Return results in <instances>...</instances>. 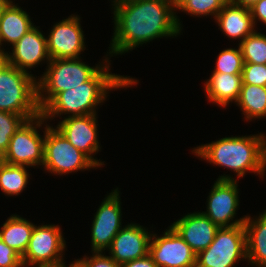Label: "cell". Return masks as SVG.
Segmentation results:
<instances>
[{
  "instance_id": "cell-7",
  "label": "cell",
  "mask_w": 266,
  "mask_h": 267,
  "mask_svg": "<svg viewBox=\"0 0 266 267\" xmlns=\"http://www.w3.org/2000/svg\"><path fill=\"white\" fill-rule=\"evenodd\" d=\"M241 258L247 260L244 224L219 228L212 243L196 255L195 267H234Z\"/></svg>"
},
{
  "instance_id": "cell-16",
  "label": "cell",
  "mask_w": 266,
  "mask_h": 267,
  "mask_svg": "<svg viewBox=\"0 0 266 267\" xmlns=\"http://www.w3.org/2000/svg\"><path fill=\"white\" fill-rule=\"evenodd\" d=\"M38 28L34 26L24 34L12 46V53L6 51L9 65L29 73L27 70L40 64L41 61L47 60L46 62H50L51 59L47 50V37Z\"/></svg>"
},
{
  "instance_id": "cell-24",
  "label": "cell",
  "mask_w": 266,
  "mask_h": 267,
  "mask_svg": "<svg viewBox=\"0 0 266 267\" xmlns=\"http://www.w3.org/2000/svg\"><path fill=\"white\" fill-rule=\"evenodd\" d=\"M26 166L10 165L0 160V189L7 196L19 195L28 183Z\"/></svg>"
},
{
  "instance_id": "cell-33",
  "label": "cell",
  "mask_w": 266,
  "mask_h": 267,
  "mask_svg": "<svg viewBox=\"0 0 266 267\" xmlns=\"http://www.w3.org/2000/svg\"><path fill=\"white\" fill-rule=\"evenodd\" d=\"M120 267H158V266L153 261L152 257L148 254L145 257L123 263L120 265Z\"/></svg>"
},
{
  "instance_id": "cell-19",
  "label": "cell",
  "mask_w": 266,
  "mask_h": 267,
  "mask_svg": "<svg viewBox=\"0 0 266 267\" xmlns=\"http://www.w3.org/2000/svg\"><path fill=\"white\" fill-rule=\"evenodd\" d=\"M205 93L210 102L227 107L230 102L237 103L242 86L241 74L212 73L204 83Z\"/></svg>"
},
{
  "instance_id": "cell-15",
  "label": "cell",
  "mask_w": 266,
  "mask_h": 267,
  "mask_svg": "<svg viewBox=\"0 0 266 267\" xmlns=\"http://www.w3.org/2000/svg\"><path fill=\"white\" fill-rule=\"evenodd\" d=\"M152 233L140 224L130 223L121 228L108 251L119 265L149 254Z\"/></svg>"
},
{
  "instance_id": "cell-8",
  "label": "cell",
  "mask_w": 266,
  "mask_h": 267,
  "mask_svg": "<svg viewBox=\"0 0 266 267\" xmlns=\"http://www.w3.org/2000/svg\"><path fill=\"white\" fill-rule=\"evenodd\" d=\"M46 124L41 114L26 120L11 137L9 146L1 161L10 165L35 167L43 165L44 140L37 128Z\"/></svg>"
},
{
  "instance_id": "cell-34",
  "label": "cell",
  "mask_w": 266,
  "mask_h": 267,
  "mask_svg": "<svg viewBox=\"0 0 266 267\" xmlns=\"http://www.w3.org/2000/svg\"><path fill=\"white\" fill-rule=\"evenodd\" d=\"M230 1L234 4L241 5L245 8L250 9L259 0H230Z\"/></svg>"
},
{
  "instance_id": "cell-29",
  "label": "cell",
  "mask_w": 266,
  "mask_h": 267,
  "mask_svg": "<svg viewBox=\"0 0 266 267\" xmlns=\"http://www.w3.org/2000/svg\"><path fill=\"white\" fill-rule=\"evenodd\" d=\"M241 76L242 84L266 87V64L244 63Z\"/></svg>"
},
{
  "instance_id": "cell-11",
  "label": "cell",
  "mask_w": 266,
  "mask_h": 267,
  "mask_svg": "<svg viewBox=\"0 0 266 267\" xmlns=\"http://www.w3.org/2000/svg\"><path fill=\"white\" fill-rule=\"evenodd\" d=\"M149 255L158 267L196 266V254L172 226L163 236L152 234Z\"/></svg>"
},
{
  "instance_id": "cell-12",
  "label": "cell",
  "mask_w": 266,
  "mask_h": 267,
  "mask_svg": "<svg viewBox=\"0 0 266 267\" xmlns=\"http://www.w3.org/2000/svg\"><path fill=\"white\" fill-rule=\"evenodd\" d=\"M120 191L113 190L96 211L91 229L92 252H103L111 246L112 240L122 228Z\"/></svg>"
},
{
  "instance_id": "cell-6",
  "label": "cell",
  "mask_w": 266,
  "mask_h": 267,
  "mask_svg": "<svg viewBox=\"0 0 266 267\" xmlns=\"http://www.w3.org/2000/svg\"><path fill=\"white\" fill-rule=\"evenodd\" d=\"M43 165L48 172L62 175L98 167L86 154L76 149L55 127L44 125Z\"/></svg>"
},
{
  "instance_id": "cell-21",
  "label": "cell",
  "mask_w": 266,
  "mask_h": 267,
  "mask_svg": "<svg viewBox=\"0 0 266 267\" xmlns=\"http://www.w3.org/2000/svg\"><path fill=\"white\" fill-rule=\"evenodd\" d=\"M34 26L26 11L12 1L0 18V50L4 51L1 46L5 42L13 46Z\"/></svg>"
},
{
  "instance_id": "cell-28",
  "label": "cell",
  "mask_w": 266,
  "mask_h": 267,
  "mask_svg": "<svg viewBox=\"0 0 266 267\" xmlns=\"http://www.w3.org/2000/svg\"><path fill=\"white\" fill-rule=\"evenodd\" d=\"M243 66L244 60L240 47L227 48L219 53L212 73L241 74Z\"/></svg>"
},
{
  "instance_id": "cell-31",
  "label": "cell",
  "mask_w": 266,
  "mask_h": 267,
  "mask_svg": "<svg viewBox=\"0 0 266 267\" xmlns=\"http://www.w3.org/2000/svg\"><path fill=\"white\" fill-rule=\"evenodd\" d=\"M0 267H23L22 257L0 239Z\"/></svg>"
},
{
  "instance_id": "cell-3",
  "label": "cell",
  "mask_w": 266,
  "mask_h": 267,
  "mask_svg": "<svg viewBox=\"0 0 266 267\" xmlns=\"http://www.w3.org/2000/svg\"><path fill=\"white\" fill-rule=\"evenodd\" d=\"M192 152L210 164L231 169L238 178L248 171L264 177L266 136L262 133L221 138L210 144L197 146Z\"/></svg>"
},
{
  "instance_id": "cell-35",
  "label": "cell",
  "mask_w": 266,
  "mask_h": 267,
  "mask_svg": "<svg viewBox=\"0 0 266 267\" xmlns=\"http://www.w3.org/2000/svg\"><path fill=\"white\" fill-rule=\"evenodd\" d=\"M9 64L6 51L0 50V72Z\"/></svg>"
},
{
  "instance_id": "cell-23",
  "label": "cell",
  "mask_w": 266,
  "mask_h": 267,
  "mask_svg": "<svg viewBox=\"0 0 266 267\" xmlns=\"http://www.w3.org/2000/svg\"><path fill=\"white\" fill-rule=\"evenodd\" d=\"M236 104L245 115V120L247 121L266 117V87L242 84Z\"/></svg>"
},
{
  "instance_id": "cell-14",
  "label": "cell",
  "mask_w": 266,
  "mask_h": 267,
  "mask_svg": "<svg viewBox=\"0 0 266 267\" xmlns=\"http://www.w3.org/2000/svg\"><path fill=\"white\" fill-rule=\"evenodd\" d=\"M97 114L68 116L58 123L56 129L78 150L86 154L98 167L104 162L92 155L98 153L100 145L97 132Z\"/></svg>"
},
{
  "instance_id": "cell-25",
  "label": "cell",
  "mask_w": 266,
  "mask_h": 267,
  "mask_svg": "<svg viewBox=\"0 0 266 267\" xmlns=\"http://www.w3.org/2000/svg\"><path fill=\"white\" fill-rule=\"evenodd\" d=\"M244 63L266 64V35L256 30L239 43Z\"/></svg>"
},
{
  "instance_id": "cell-22",
  "label": "cell",
  "mask_w": 266,
  "mask_h": 267,
  "mask_svg": "<svg viewBox=\"0 0 266 267\" xmlns=\"http://www.w3.org/2000/svg\"><path fill=\"white\" fill-rule=\"evenodd\" d=\"M34 224L18 215H11L0 230V239L22 256L28 246Z\"/></svg>"
},
{
  "instance_id": "cell-2",
  "label": "cell",
  "mask_w": 266,
  "mask_h": 267,
  "mask_svg": "<svg viewBox=\"0 0 266 267\" xmlns=\"http://www.w3.org/2000/svg\"><path fill=\"white\" fill-rule=\"evenodd\" d=\"M104 66L87 82L74 89L56 94L41 110L45 120L54 119L61 114L70 116H84L97 114L96 107L106 100L109 90L137 85V81L130 76H120L109 72V59H103ZM60 114V115H59Z\"/></svg>"
},
{
  "instance_id": "cell-20",
  "label": "cell",
  "mask_w": 266,
  "mask_h": 267,
  "mask_svg": "<svg viewBox=\"0 0 266 267\" xmlns=\"http://www.w3.org/2000/svg\"><path fill=\"white\" fill-rule=\"evenodd\" d=\"M247 260L252 265L266 267V210L258 218L246 216Z\"/></svg>"
},
{
  "instance_id": "cell-4",
  "label": "cell",
  "mask_w": 266,
  "mask_h": 267,
  "mask_svg": "<svg viewBox=\"0 0 266 267\" xmlns=\"http://www.w3.org/2000/svg\"><path fill=\"white\" fill-rule=\"evenodd\" d=\"M47 66L42 77L37 80V102L40 110L56 94L89 81L104 64L91 67L80 58H67L51 59Z\"/></svg>"
},
{
  "instance_id": "cell-36",
  "label": "cell",
  "mask_w": 266,
  "mask_h": 267,
  "mask_svg": "<svg viewBox=\"0 0 266 267\" xmlns=\"http://www.w3.org/2000/svg\"><path fill=\"white\" fill-rule=\"evenodd\" d=\"M11 2V0H0V18Z\"/></svg>"
},
{
  "instance_id": "cell-38",
  "label": "cell",
  "mask_w": 266,
  "mask_h": 267,
  "mask_svg": "<svg viewBox=\"0 0 266 267\" xmlns=\"http://www.w3.org/2000/svg\"><path fill=\"white\" fill-rule=\"evenodd\" d=\"M70 266L68 267H82L77 261H73V263L69 264Z\"/></svg>"
},
{
  "instance_id": "cell-30",
  "label": "cell",
  "mask_w": 266,
  "mask_h": 267,
  "mask_svg": "<svg viewBox=\"0 0 266 267\" xmlns=\"http://www.w3.org/2000/svg\"><path fill=\"white\" fill-rule=\"evenodd\" d=\"M103 252H92V256L81 259H77L76 261L82 267H120V265L113 260L110 256H106L102 254Z\"/></svg>"
},
{
  "instance_id": "cell-27",
  "label": "cell",
  "mask_w": 266,
  "mask_h": 267,
  "mask_svg": "<svg viewBox=\"0 0 266 267\" xmlns=\"http://www.w3.org/2000/svg\"><path fill=\"white\" fill-rule=\"evenodd\" d=\"M26 120L24 115L0 111V158L7 151L11 137Z\"/></svg>"
},
{
  "instance_id": "cell-17",
  "label": "cell",
  "mask_w": 266,
  "mask_h": 267,
  "mask_svg": "<svg viewBox=\"0 0 266 267\" xmlns=\"http://www.w3.org/2000/svg\"><path fill=\"white\" fill-rule=\"evenodd\" d=\"M197 255L214 240L219 227L201 212L188 213L171 225Z\"/></svg>"
},
{
  "instance_id": "cell-9",
  "label": "cell",
  "mask_w": 266,
  "mask_h": 267,
  "mask_svg": "<svg viewBox=\"0 0 266 267\" xmlns=\"http://www.w3.org/2000/svg\"><path fill=\"white\" fill-rule=\"evenodd\" d=\"M66 242L58 225L34 226L25 253L21 256L23 267H60Z\"/></svg>"
},
{
  "instance_id": "cell-5",
  "label": "cell",
  "mask_w": 266,
  "mask_h": 267,
  "mask_svg": "<svg viewBox=\"0 0 266 267\" xmlns=\"http://www.w3.org/2000/svg\"><path fill=\"white\" fill-rule=\"evenodd\" d=\"M0 111L32 119L40 114L37 80L25 71L7 65L0 72Z\"/></svg>"
},
{
  "instance_id": "cell-13",
  "label": "cell",
  "mask_w": 266,
  "mask_h": 267,
  "mask_svg": "<svg viewBox=\"0 0 266 267\" xmlns=\"http://www.w3.org/2000/svg\"><path fill=\"white\" fill-rule=\"evenodd\" d=\"M80 17L70 15L52 27L47 37V50L50 59L80 58L84 51V34Z\"/></svg>"
},
{
  "instance_id": "cell-37",
  "label": "cell",
  "mask_w": 266,
  "mask_h": 267,
  "mask_svg": "<svg viewBox=\"0 0 266 267\" xmlns=\"http://www.w3.org/2000/svg\"><path fill=\"white\" fill-rule=\"evenodd\" d=\"M136 1H145V0H113V3H128V2H136Z\"/></svg>"
},
{
  "instance_id": "cell-1",
  "label": "cell",
  "mask_w": 266,
  "mask_h": 267,
  "mask_svg": "<svg viewBox=\"0 0 266 267\" xmlns=\"http://www.w3.org/2000/svg\"><path fill=\"white\" fill-rule=\"evenodd\" d=\"M176 0H145L112 3L114 35L109 55L125 54L141 44L181 33V22L175 8Z\"/></svg>"
},
{
  "instance_id": "cell-32",
  "label": "cell",
  "mask_w": 266,
  "mask_h": 267,
  "mask_svg": "<svg viewBox=\"0 0 266 267\" xmlns=\"http://www.w3.org/2000/svg\"><path fill=\"white\" fill-rule=\"evenodd\" d=\"M250 12L254 25H256L257 20L266 25V0H259L250 8Z\"/></svg>"
},
{
  "instance_id": "cell-18",
  "label": "cell",
  "mask_w": 266,
  "mask_h": 267,
  "mask_svg": "<svg viewBox=\"0 0 266 267\" xmlns=\"http://www.w3.org/2000/svg\"><path fill=\"white\" fill-rule=\"evenodd\" d=\"M215 21L227 37L241 39L240 42L255 31L250 9L231 1L223 5Z\"/></svg>"
},
{
  "instance_id": "cell-26",
  "label": "cell",
  "mask_w": 266,
  "mask_h": 267,
  "mask_svg": "<svg viewBox=\"0 0 266 267\" xmlns=\"http://www.w3.org/2000/svg\"><path fill=\"white\" fill-rule=\"evenodd\" d=\"M230 0H176V10L183 11L197 17L212 15L214 18L225 3Z\"/></svg>"
},
{
  "instance_id": "cell-10",
  "label": "cell",
  "mask_w": 266,
  "mask_h": 267,
  "mask_svg": "<svg viewBox=\"0 0 266 267\" xmlns=\"http://www.w3.org/2000/svg\"><path fill=\"white\" fill-rule=\"evenodd\" d=\"M237 180L230 175L215 181L207 199V210L202 212L219 228L244 224L246 216L234 219L239 206ZM232 221V222H231Z\"/></svg>"
}]
</instances>
